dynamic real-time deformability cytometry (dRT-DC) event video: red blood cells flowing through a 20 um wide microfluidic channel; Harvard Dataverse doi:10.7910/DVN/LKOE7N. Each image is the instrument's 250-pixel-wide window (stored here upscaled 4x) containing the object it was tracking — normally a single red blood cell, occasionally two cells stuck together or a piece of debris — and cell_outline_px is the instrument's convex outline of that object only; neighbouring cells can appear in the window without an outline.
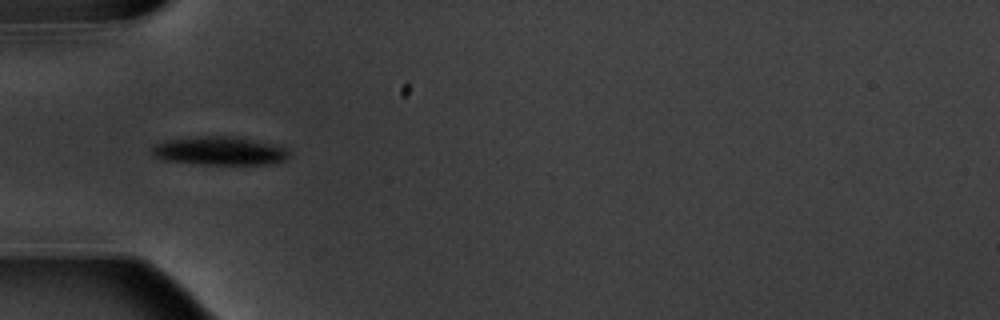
{"species": "common noctule bat (a hibernating species)", "species_latin": "Nyctalus noctula", "temperature_condition": "warm", "stored_images_in_passage": 9, "camera_frame_rate_fps": 3000, "um_per_image_px": 0.085, "animal": {"sex": "male", "body_mass_g": 20.1, "forearm_length_mm": 53.5}, "frame": {"image": 1, "passage_image": 6, "time_ms": 6.333, "image_size_px": [1000, 320], "cell_outline_px": [[288, 156], [284, 160], [272, 164], [200, 164], [164, 160], [156, 156], [152, 152], [152, 148], [156, 144], [168, 140], [200, 136], [228, 136], [252, 140], [284, 148], [288, 152]], "centroid_in_image_um": [18.63, 12.84], "position_along_channel_um": 66.4, "area_um2": 22.14}}